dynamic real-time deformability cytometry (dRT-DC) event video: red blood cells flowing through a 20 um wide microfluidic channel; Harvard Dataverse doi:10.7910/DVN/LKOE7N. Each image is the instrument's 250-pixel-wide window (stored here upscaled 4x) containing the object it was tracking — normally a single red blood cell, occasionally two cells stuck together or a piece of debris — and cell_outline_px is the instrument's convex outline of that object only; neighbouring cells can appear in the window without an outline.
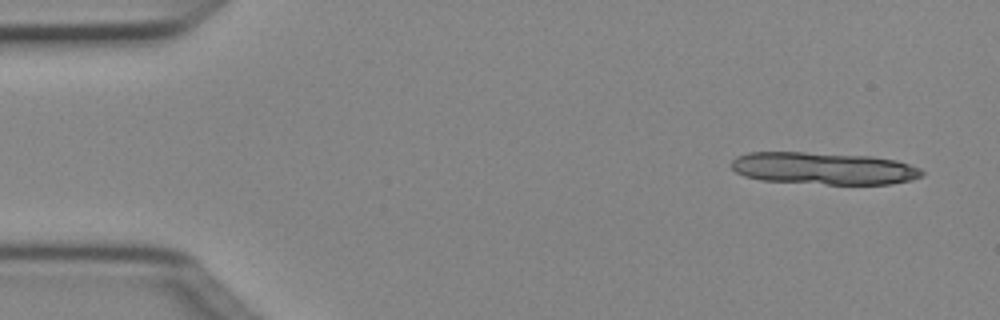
{"species": "Egyptian fruit bat (a non-hibernating species)", "species_latin": "Rousettus aegyptiacus", "temperature_condition": "cold", "stored_images_in_passage": 4, "camera_frame_rate_fps": 3000, "um_per_image_px": 0.085, "animal": {"sex": "female"}, "frame": {"image": 1, "passage_image": 1, "time_ms": 0.0, "image_size_px": [1000, 320], "cell_outline_px": [[924, 176], [912, 180], [892, 184], [828, 184], [760, 180], [744, 176], [736, 172], [732, 168], [732, 160], [736, 156], [748, 152], [804, 152], [872, 156], [896, 160], [920, 168], [924, 172]], "centroid_in_image_um": [70.03, 14.31], "position_along_channel_um": 15.0, "area_um2": 35.95}}